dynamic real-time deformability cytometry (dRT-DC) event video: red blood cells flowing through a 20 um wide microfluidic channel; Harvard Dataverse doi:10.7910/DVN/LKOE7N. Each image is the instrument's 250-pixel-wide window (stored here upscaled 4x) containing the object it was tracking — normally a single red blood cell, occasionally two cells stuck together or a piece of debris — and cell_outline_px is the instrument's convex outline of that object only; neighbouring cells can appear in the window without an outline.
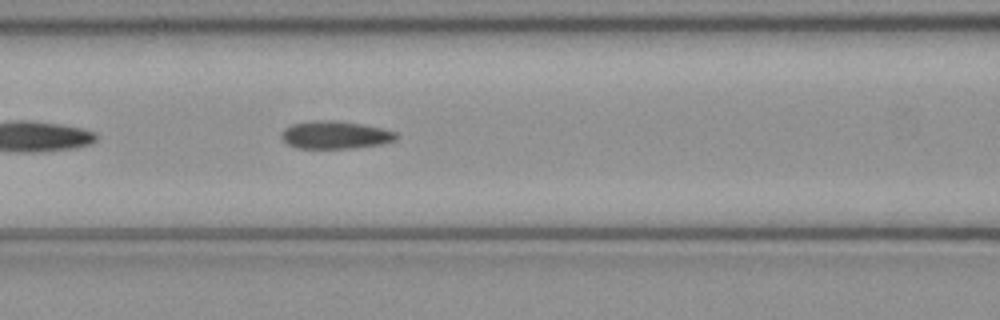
{"species": "common noctule bat (a hibernating species)", "species_latin": "Nyctalus noctula", "temperature_condition": "cold", "stored_images_in_passage": 22, "camera_frame_rate_fps": 3000, "um_per_image_px": 0.085, "animal": {"sex": "female", "body_mass_g": 21.9}, "frame": {"image": 1, "passage_image": 8, "time_ms": 2.333, "image_size_px": [1000, 320], "cell_outline_px": [[400, 136], [396, 140], [384, 144], [352, 148], [296, 148], [288, 144], [280, 136], [280, 132], [284, 128], [292, 124], [312, 120], [332, 120], [364, 124], [384, 128], [396, 132]], "centroid_in_image_um": [28.52, 11.46], "position_along_channel_um": 138.1, "area_um2": 18.9}}
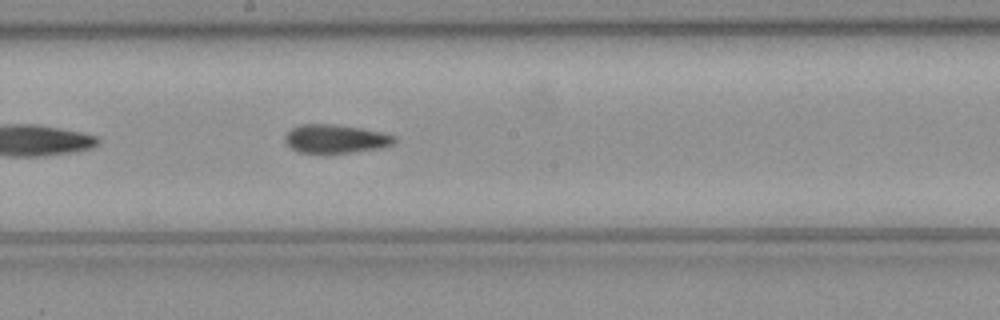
{"frame": {"image": 2, "passage_image": 14, "time_ms": 4.333, "image_size_px": [1000, 320], "cell_outline_px": [[396, 140], [392, 144], [380, 148], [348, 152], [296, 152], [284, 140], [284, 136], [292, 128], [300, 124], [336, 124], [360, 128], [380, 132], [396, 136]], "centroid_in_image_um": [28.5, 11.78], "position_along_channel_um": 219.7, "area_um2": 17.92}}
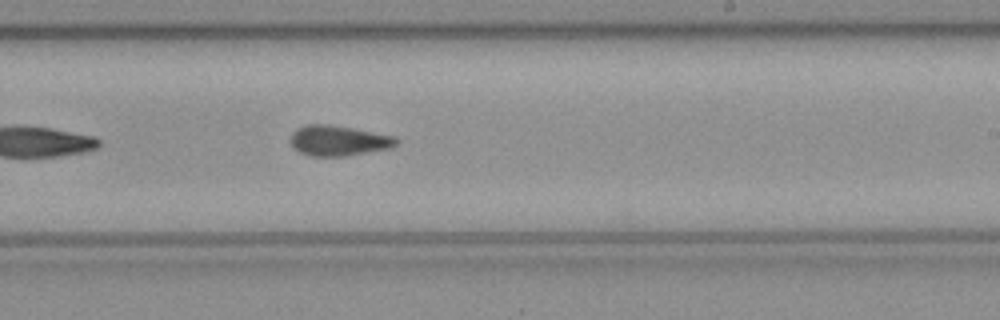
{"frame": {"image": 3, "passage_image": 17, "time_ms": 5.333, "image_size_px": [1000, 320], "cell_outline_px": [[400, 140], [396, 144], [388, 148], [344, 156], [312, 156], [300, 152], [292, 148], [288, 140], [292, 132], [296, 128], [308, 124], [328, 124], [352, 128], [396, 136]], "centroid_in_image_um": [28.71, 11.94], "position_along_channel_um": 260.3, "area_um2": 18.79}}